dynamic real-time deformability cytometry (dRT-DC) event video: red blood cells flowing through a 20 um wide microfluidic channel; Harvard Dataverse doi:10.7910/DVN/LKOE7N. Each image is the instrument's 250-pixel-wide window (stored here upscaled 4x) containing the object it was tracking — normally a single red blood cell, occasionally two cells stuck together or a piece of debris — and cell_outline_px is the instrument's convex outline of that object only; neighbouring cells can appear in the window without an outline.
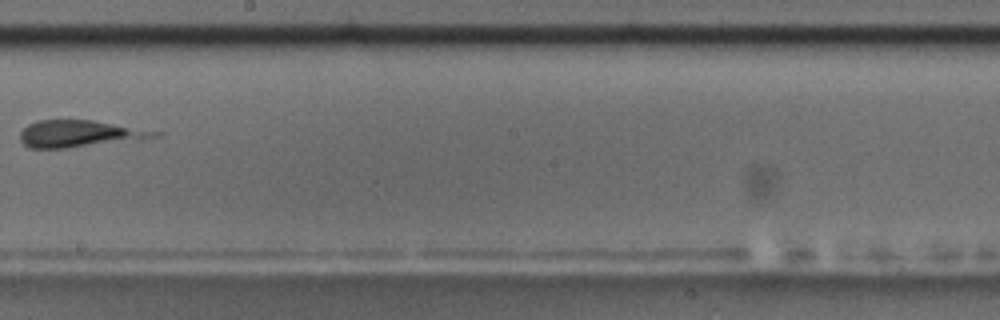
{"species": "common noctule bat (a hibernating species)", "species_latin": "Nyctalus noctula", "temperature_condition": "room temperature", "stored_images_in_passage": 11, "camera_frame_rate_fps": 3000, "um_per_image_px": 0.085, "animal": {"sex": "male", "body_mass_g": 17.5, "forearm_length_mm": 52.3}, "frame": {"image": 1, "passage_image": 10, "time_ms": 10.667, "image_size_px": [1000, 320], "cell_outline_px": [[164, 132], [160, 136], [64, 148], [28, 148], [20, 140], [20, 132], [28, 124], [36, 120], [92, 120]], "centroid_in_image_um": [6.69, 11.35], "position_along_channel_um": 241.5, "area_um2": 20.63}}